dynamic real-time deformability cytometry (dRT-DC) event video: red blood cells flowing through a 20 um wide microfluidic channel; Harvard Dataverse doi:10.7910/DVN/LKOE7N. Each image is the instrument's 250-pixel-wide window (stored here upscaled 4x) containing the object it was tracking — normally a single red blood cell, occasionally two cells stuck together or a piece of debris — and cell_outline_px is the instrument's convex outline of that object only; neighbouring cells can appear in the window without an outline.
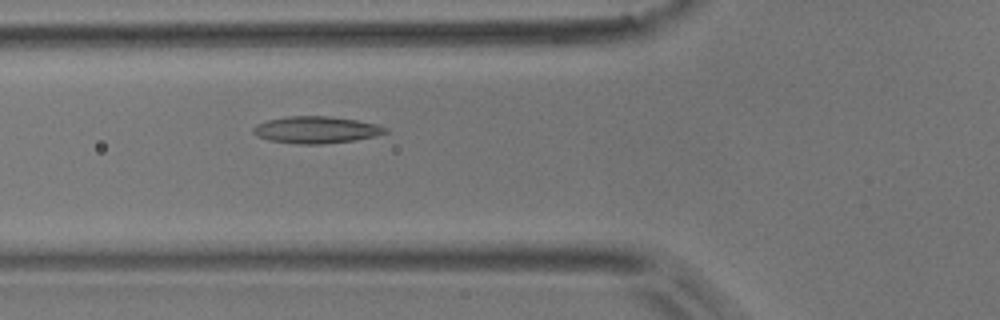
{"species": "common noctule bat (a hibernating species)", "species_latin": "Nyctalus noctula", "temperature_condition": "room temperature", "stored_images_in_passage": 2, "camera_frame_rate_fps": 3000, "um_per_image_px": 0.085, "animal": {"sex": "male", "body_mass_g": 17.9}, "frame": {"image": 1, "passage_image": 2, "time_ms": 0.333, "image_size_px": [1000, 320], "cell_outline_px": [[388, 132], [356, 140], [320, 144], [296, 144], [268, 140], [256, 136], [252, 132], [252, 128], [256, 124], [268, 120], [284, 116], [328, 116], [356, 120], [376, 124], [388, 128]], "centroid_in_image_um": [26.82, 11.03], "position_along_channel_um": 99.0, "area_um2": 20.75}}